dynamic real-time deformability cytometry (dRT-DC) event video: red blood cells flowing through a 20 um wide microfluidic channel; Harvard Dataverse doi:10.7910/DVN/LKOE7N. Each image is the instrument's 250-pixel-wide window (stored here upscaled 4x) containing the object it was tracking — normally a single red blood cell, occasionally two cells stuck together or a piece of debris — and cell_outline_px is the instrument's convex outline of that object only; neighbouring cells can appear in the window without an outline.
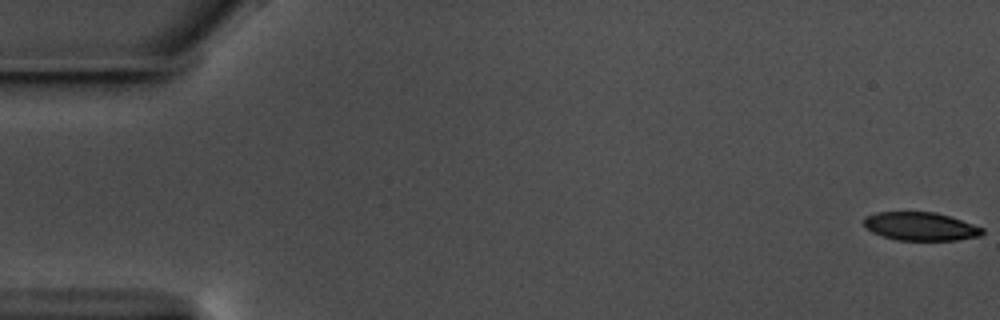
{"species": "common noctule bat (a hibernating species)", "species_latin": "Nyctalus noctula", "temperature_condition": "warm", "stored_images_in_passage": 59, "camera_frame_rate_fps": 3000, "um_per_image_px": 0.085, "animal": {"sex": "male", "body_mass_g": 17.5, "forearm_length_mm": 52.3}, "frame": {"image": 1, "passage_image": 1, "time_ms": 0.0, "image_size_px": [1000, 320], "cell_outline_px": [[984, 232], [980, 236], [956, 240], [896, 240], [872, 232], [864, 228], [864, 216], [876, 212], [936, 212], [984, 228]], "centroid_in_image_um": [78.21, 19.24], "position_along_channel_um": 6.8, "area_um2": 19.54}}
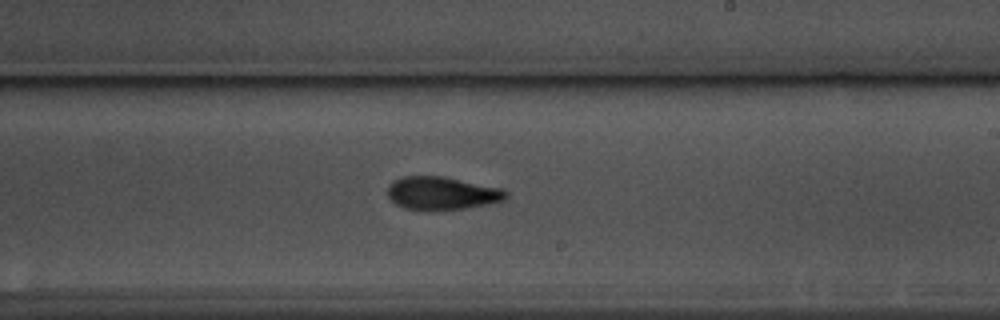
{"frame": {"image": 2, "passage_image": 35, "time_ms": 11.333, "image_size_px": [1000, 320], "cell_outline_px": [[508, 196], [504, 200], [464, 208], [404, 208], [396, 204], [388, 196], [388, 184], [400, 176], [444, 176], [500, 188], [508, 192]], "centroid_in_image_um": [37.54, 16.38], "position_along_channel_um": 251.5, "area_um2": 22.14}}
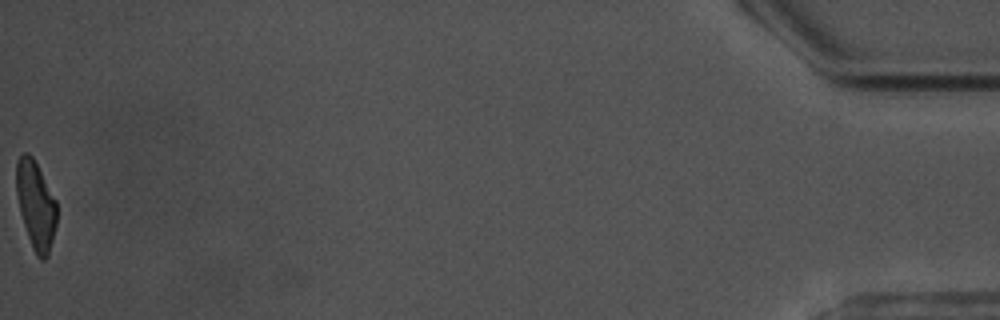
{"frame": {"image": 3, "passage_image": 59, "time_ms": 19.333, "image_size_px": [1000, 320], "cell_outline_px": [[56, 224], [48, 256], [44, 260], [40, 260], [36, 256], [32, 248], [20, 212], [16, 192], [16, 160], [24, 152], [28, 152], [32, 156], [56, 200]], "centroid_in_image_um": [3.03, 17.43], "position_along_channel_um": 432.2, "area_um2": 20.63}, "authors_computed_cell_mechanics": {"area_um2": 22.1374, "velocity_mm_per_s": 3.5412, "shape_relaxation_time_tau1_ms": 5.4046, "shape_relaxation_time_tau2_ms": 3.5333, "deformation_change_tau1": 0.1838, "deformation_change_tau2": 0.1146}}